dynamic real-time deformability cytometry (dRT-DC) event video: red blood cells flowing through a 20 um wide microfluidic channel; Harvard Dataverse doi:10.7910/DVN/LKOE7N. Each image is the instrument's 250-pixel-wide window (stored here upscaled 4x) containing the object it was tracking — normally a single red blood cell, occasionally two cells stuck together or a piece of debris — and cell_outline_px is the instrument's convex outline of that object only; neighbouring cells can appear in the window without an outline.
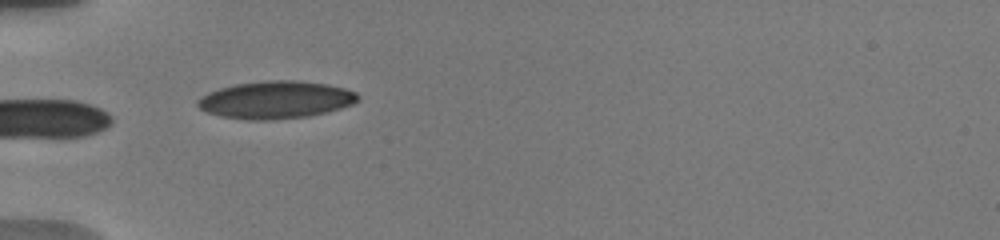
{"species": "human", "species_latin": "Homo sapiens", "temperature_condition": "warm", "stored_images_in_passage": 3, "camera_frame_rate_fps": 3000, "um_per_image_px": 0.085, "donor": {"sex": "male"}, "frame": {"image": 1, "passage_image": 2, "time_ms": 0.667, "image_size_px": [1000, 240], "cell_outline_px": [[360, 100], [352, 104], [340, 108], [308, 116], [276, 120], [248, 120], [220, 116], [208, 112], [200, 108], [196, 104], [196, 100], [200, 96], [208, 92], [220, 88], [236, 84], [268, 80], [300, 80], [328, 84], [344, 88], [356, 92], [360, 96]], "centroid_in_image_um": [23.44, 8.48], "position_along_channel_um": 61.6, "area_um2": 35.2}}